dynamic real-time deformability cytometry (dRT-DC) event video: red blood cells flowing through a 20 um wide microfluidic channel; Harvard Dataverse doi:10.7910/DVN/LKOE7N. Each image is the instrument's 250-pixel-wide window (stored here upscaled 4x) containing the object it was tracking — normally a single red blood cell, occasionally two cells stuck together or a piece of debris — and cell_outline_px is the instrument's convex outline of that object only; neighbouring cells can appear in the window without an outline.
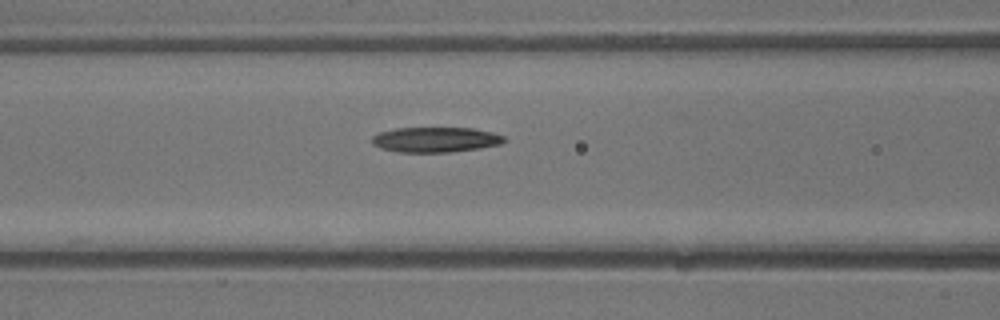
{"species": "common noctule bat (a hibernating species)", "species_latin": "Nyctalus noctula", "temperature_condition": "warm", "stored_images_in_passage": 9, "camera_frame_rate_fps": 3000, "um_per_image_px": 0.085, "animal": {"sex": "male", "body_mass_g": 13.3}, "frame": {"image": 1, "passage_image": 6, "time_ms": 1.667, "image_size_px": [1000, 320], "cell_outline_px": [[508, 140], [500, 144], [480, 148], [452, 152], [396, 152], [380, 148], [372, 144], [372, 136], [380, 132], [396, 128], [472, 128], [492, 132], [504, 136]], "centroid_in_image_um": [37.02, 11.87], "position_along_channel_um": 129.6, "area_um2": 19.48}}
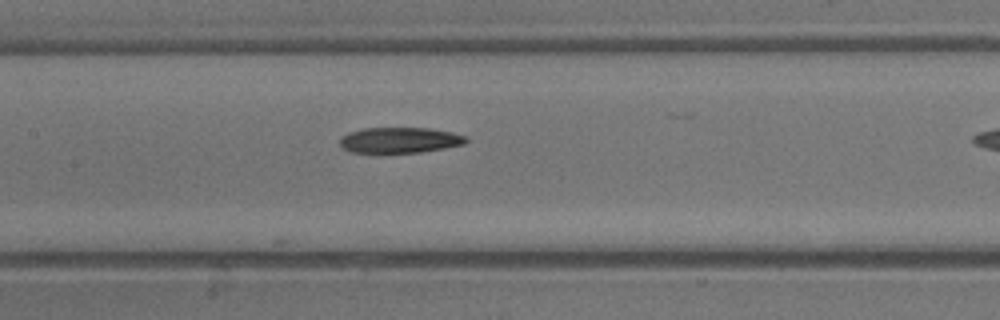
{"frame": {"image": 2, "passage_image": 8, "time_ms": 2.333, "image_size_px": [1000, 320], "cell_outline_px": [[468, 140], [464, 144], [444, 148], [420, 152], [352, 152], [344, 148], [340, 144], [340, 136], [348, 132], [364, 128], [428, 128], [452, 132], [464, 136]], "centroid_in_image_um": [33.96, 11.9], "position_along_channel_um": 173.4, "area_um2": 18.67}}